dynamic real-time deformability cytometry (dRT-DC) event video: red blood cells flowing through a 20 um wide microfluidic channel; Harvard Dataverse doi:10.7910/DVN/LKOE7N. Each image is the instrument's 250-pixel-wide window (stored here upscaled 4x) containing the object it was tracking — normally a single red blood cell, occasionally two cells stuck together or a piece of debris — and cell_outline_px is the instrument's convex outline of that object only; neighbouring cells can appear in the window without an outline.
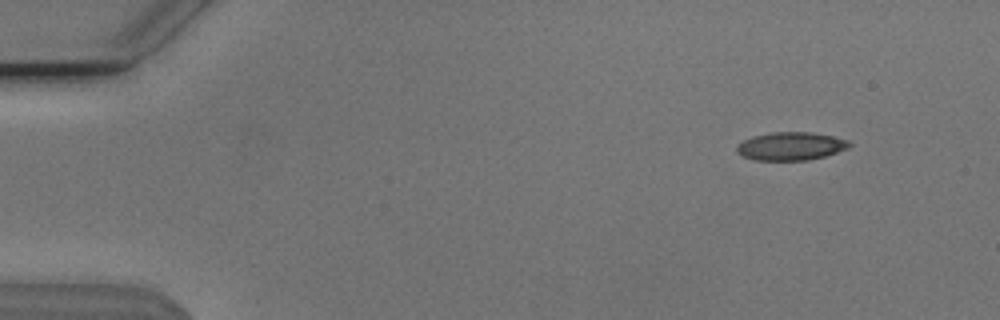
{"species": "Egyptian fruit bat (a non-hibernating species)", "species_latin": "Rousettus aegyptiacus", "temperature_condition": "cold", "stored_images_in_passage": 49, "camera_frame_rate_fps": 3000, "um_per_image_px": 0.085, "animal": {"sex": "male"}, "frame": {"image": 1, "passage_image": 1, "time_ms": 0.0, "image_size_px": [1000, 320], "cell_outline_px": [[852, 144], [848, 148], [824, 156], [808, 160], [752, 160], [740, 156], [736, 152], [736, 144], [752, 136], [772, 132], [812, 132], [832, 136], [848, 140]], "centroid_in_image_um": [67.17, 12.42], "position_along_channel_um": 17.8, "area_um2": 18.61}}
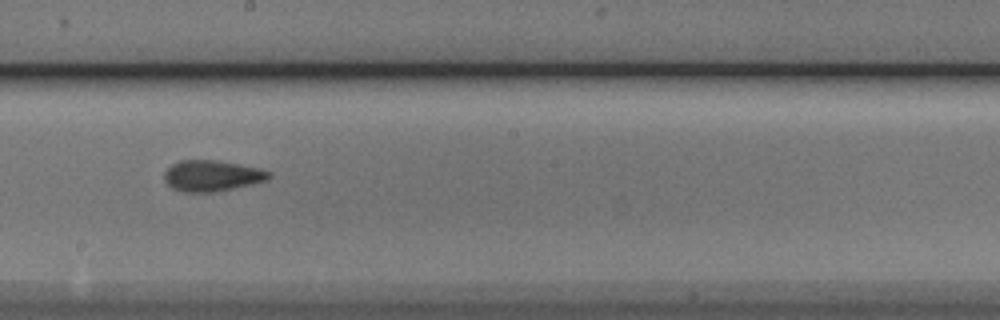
{"frame": {"image": 2, "passage_image": 26, "time_ms": 8.333, "image_size_px": [1000, 320], "cell_outline_px": [[272, 176], [268, 180], [252, 184], [216, 192], [184, 192], [172, 188], [164, 180], [164, 172], [172, 164], [180, 160], [216, 160], [260, 168], [272, 172]], "centroid_in_image_um": [18.04, 14.94], "position_along_channel_um": 230.2, "area_um2": 19.02}}
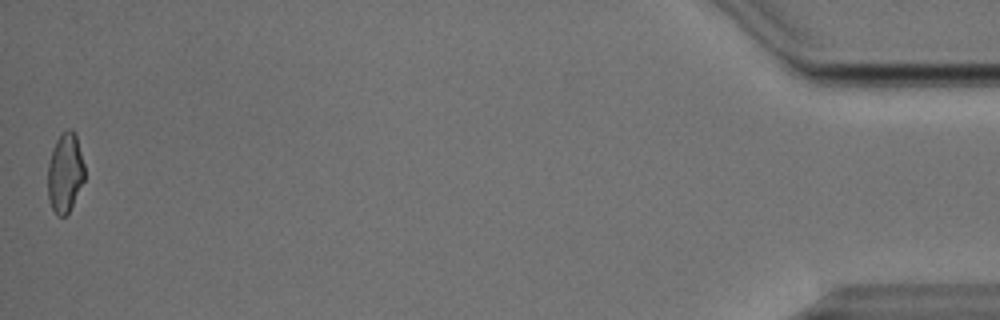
{"frame": {"image": 3, "passage_image": 49, "time_ms": 16.0, "image_size_px": [1000, 320], "cell_outline_px": [[84, 180], [68, 212], [64, 216], [56, 216], [52, 208], [48, 196], [48, 164], [52, 148], [56, 140], [68, 128], [72, 128], [76, 132], [84, 164]], "centroid_in_image_um": [5.53, 14.64], "position_along_channel_um": 429.7, "area_um2": 16.99}, "authors_computed_cell_mechanics": {"area_um2": 18.496, "velocity_mm_per_s": 3.8281, "shape_relaxation_time_tau1_ms": 4.1334, "shape_relaxation_time_tau2_ms": 1.7855, "deformation_change_tau1": 0.1339, "deformation_change_tau2": 0.0939}}